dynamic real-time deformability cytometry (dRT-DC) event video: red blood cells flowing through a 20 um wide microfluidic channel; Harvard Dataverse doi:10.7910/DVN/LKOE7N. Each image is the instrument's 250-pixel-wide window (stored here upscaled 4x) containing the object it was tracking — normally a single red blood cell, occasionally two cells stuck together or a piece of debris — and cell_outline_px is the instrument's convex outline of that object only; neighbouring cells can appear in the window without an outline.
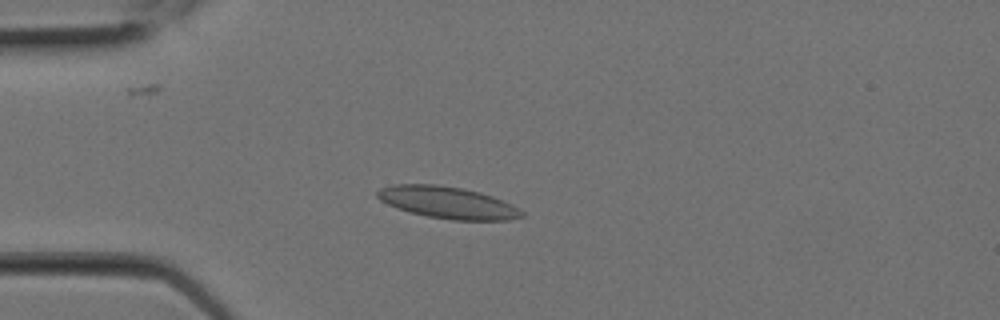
{"species": "Egyptian fruit bat (a non-hibernating species)", "species_latin": "Rousettus aegyptiacus", "temperature_condition": "room temperature", "stored_images_in_passage": 8, "camera_frame_rate_fps": 3000, "um_per_image_px": 0.085, "animal": {"sex": "female"}, "frame": {"image": 1, "passage_image": 6, "time_ms": 1.667, "image_size_px": [1000, 320], "cell_outline_px": [[524, 216], [508, 220], [452, 220], [428, 216], [396, 208], [380, 200], [376, 196], [376, 192], [380, 188], [396, 184], [436, 184], [460, 188], [480, 192], [504, 200], [520, 208], [524, 212]], "centroid_in_image_um": [38.08, 17.21], "position_along_channel_um": 46.9, "area_um2": 26.82}}
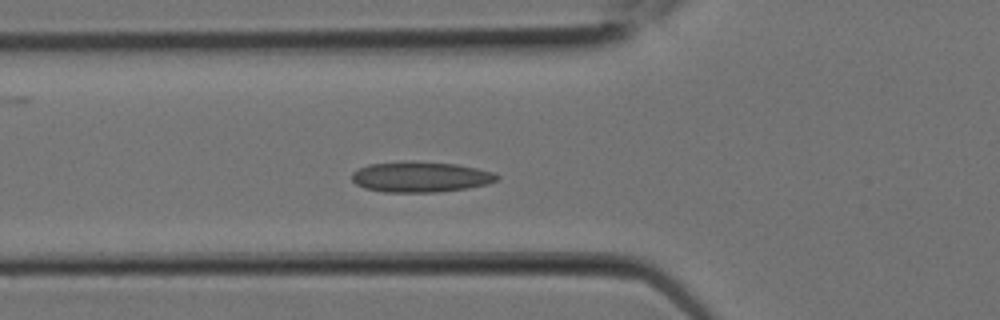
{"frame": {"image": 2, "passage_image": 8, "time_ms": 2.333, "image_size_px": [1000, 320], "cell_outline_px": [[500, 176], [496, 180], [488, 184], [468, 188], [436, 192], [384, 192], [364, 188], [356, 184], [352, 180], [352, 172], [368, 164], [404, 160], [412, 160], [456, 164], [476, 168], [492, 172]], "centroid_in_image_um": [35.72, 15.02], "position_along_channel_um": 90.1, "area_um2": 26.07}}